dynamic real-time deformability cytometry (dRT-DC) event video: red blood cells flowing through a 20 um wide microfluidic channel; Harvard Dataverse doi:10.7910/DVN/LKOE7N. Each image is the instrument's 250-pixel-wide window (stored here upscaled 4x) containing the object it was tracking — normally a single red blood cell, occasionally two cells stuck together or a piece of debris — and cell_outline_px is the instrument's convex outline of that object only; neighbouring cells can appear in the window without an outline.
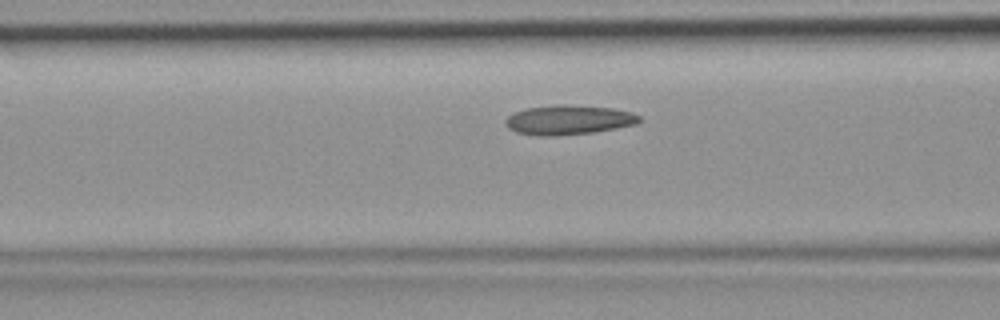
{"species": "common noctule bat (a hibernating species)", "species_latin": "Nyctalus noctula", "temperature_condition": "room temperature", "stored_images_in_passage": 40, "camera_frame_rate_fps": 3000, "um_per_image_px": 0.085, "animal": {"sex": "female", "body_mass_g": 19.9}, "frame": {"image": 1, "passage_image": 12, "time_ms": 3.667, "image_size_px": [1000, 320], "cell_outline_px": [[640, 120], [636, 124], [616, 128], [592, 132], [556, 136], [544, 136], [516, 132], [508, 128], [504, 124], [504, 120], [512, 112], [524, 108], [556, 104], [560, 104], [612, 108], [632, 112], [640, 116]], "centroid_in_image_um": [48.28, 10.18], "position_along_channel_um": 118.3, "area_um2": 23.12}}
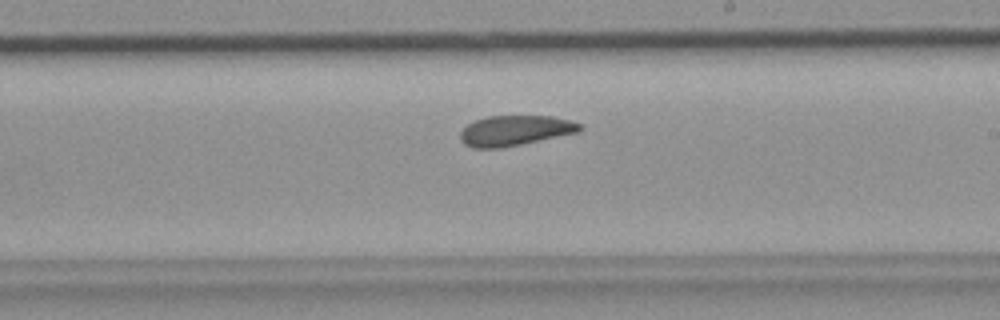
{"frame": {"image": 2, "passage_image": 21, "time_ms": 6.667, "image_size_px": [1000, 320], "cell_outline_px": [[584, 128], [580, 132], [500, 148], [472, 148], [464, 144], [460, 140], [460, 132], [468, 124], [476, 120], [488, 116], [552, 116], [572, 120], [580, 124]], "centroid_in_image_um": [43.79, 11.09], "position_along_channel_um": 245.2, "area_um2": 21.1}}
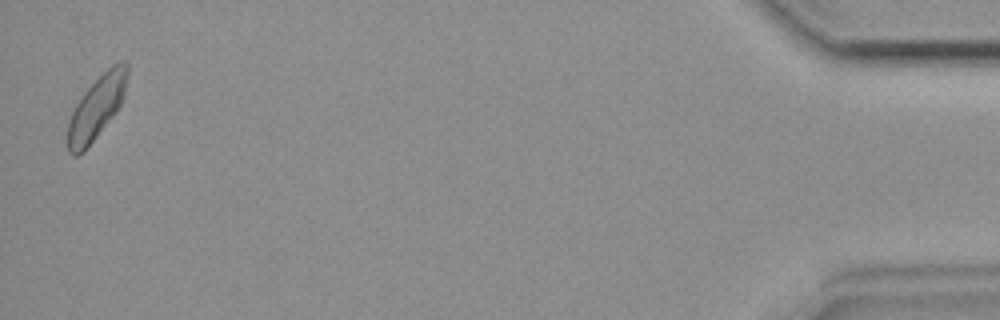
{"frame": {"image": 3, "passage_image": 40, "time_ms": 13.0, "image_size_px": [1000, 320], "cell_outline_px": [[128, 76], [124, 96], [120, 104], [112, 116], [84, 152], [76, 156], [72, 156], [68, 152], [68, 124], [72, 112], [76, 104], [84, 92], [112, 64], [124, 60], [128, 64]], "centroid_in_image_um": [8.22, 9.13], "position_along_channel_um": 427.0, "area_um2": 21.56}}